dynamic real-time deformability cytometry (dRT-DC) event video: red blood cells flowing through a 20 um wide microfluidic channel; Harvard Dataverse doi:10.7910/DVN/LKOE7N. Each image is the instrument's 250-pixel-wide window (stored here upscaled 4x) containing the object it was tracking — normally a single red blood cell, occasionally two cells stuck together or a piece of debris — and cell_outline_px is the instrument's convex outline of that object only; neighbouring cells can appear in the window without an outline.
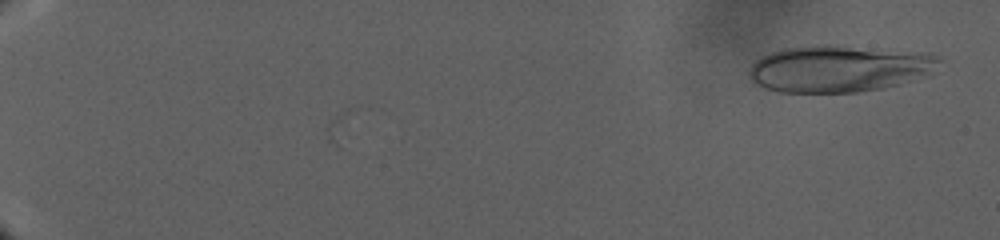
{"species": "human", "species_latin": "Homo sapiens", "temperature_condition": "warm", "stored_images_in_passage": 104, "camera_frame_rate_fps": 3000, "um_per_image_px": 0.085, "donor": {"sex": "male"}, "frame": {"image": 1, "passage_image": 1, "time_ms": 0.0, "image_size_px": [1000, 240], "cell_outline_px": [[940, 60], [928, 76], [880, 88], [856, 92], [780, 92], [764, 88], [756, 84], [752, 80], [748, 72], [752, 64], [756, 60], [772, 52], [784, 48], [824, 44], [828, 44], [924, 52]], "centroid_in_image_um": [71.28, 5.83], "position_along_channel_um": 13.7, "area_um2": 51.5}}
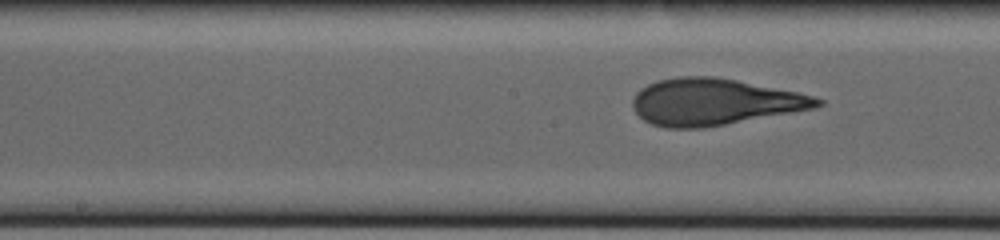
{"frame": {"image": 2, "passage_image": 63, "time_ms": 22.667, "image_size_px": [1000, 240], "cell_outline_px": [[824, 104], [816, 108], [704, 128], [664, 128], [652, 124], [644, 120], [632, 108], [632, 100], [636, 92], [640, 88], [656, 80], [680, 76], [716, 76], [796, 92], [812, 96], [824, 100]], "centroid_in_image_um": [60.68, 8.66], "position_along_channel_um": 187.5, "area_um2": 50.17}}
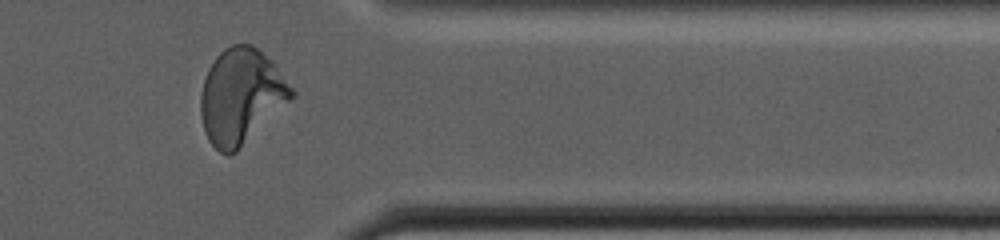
{"frame": {"image": 3, "passage_image": 93, "time_ms": 34.667, "image_size_px": [1000, 240], "cell_outline_px": [[296, 92], [236, 152], [228, 156], [220, 152], [208, 140], [204, 132], [200, 112], [200, 96], [204, 80], [208, 68], [216, 56], [224, 48], [232, 44], [252, 44], [272, 60], [276, 64]], "centroid_in_image_um": [20.45, 8.15], "position_along_channel_um": 390.9, "area_um2": 49.94}}